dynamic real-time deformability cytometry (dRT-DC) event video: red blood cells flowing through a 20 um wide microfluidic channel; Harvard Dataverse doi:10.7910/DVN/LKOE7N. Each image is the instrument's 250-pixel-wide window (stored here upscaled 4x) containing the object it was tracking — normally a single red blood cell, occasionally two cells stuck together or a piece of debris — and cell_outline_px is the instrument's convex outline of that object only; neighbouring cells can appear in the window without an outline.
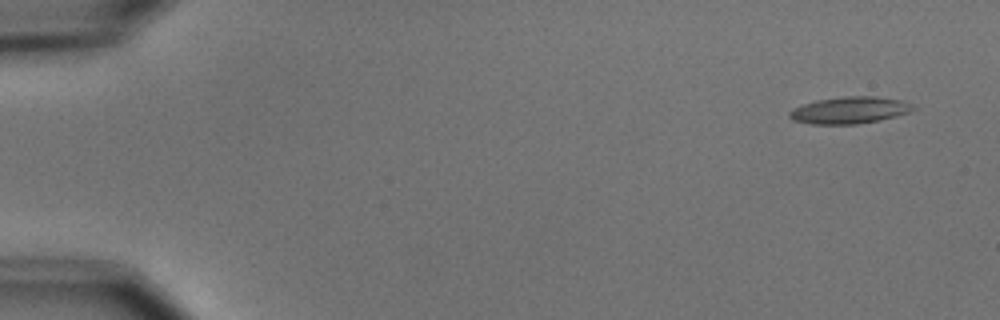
{"species": "common noctule bat (a hibernating species)", "species_latin": "Nyctalus noctula", "temperature_condition": "cold", "stored_images_in_passage": 8, "camera_frame_rate_fps": 3000, "um_per_image_px": 0.085, "animal": {"sex": "male", "body_mass_g": 15.6}, "frame": {"image": 1, "passage_image": 1, "time_ms": 0.0, "image_size_px": [1000, 320], "cell_outline_px": [[916, 108], [908, 112], [896, 116], [880, 120], [856, 124], [812, 124], [792, 120], [788, 116], [788, 112], [792, 108], [816, 100], [844, 96], [876, 96], [900, 100], [912, 104]], "centroid_in_image_um": [72.18, 9.36], "position_along_channel_um": 12.8, "area_um2": 19.36}}
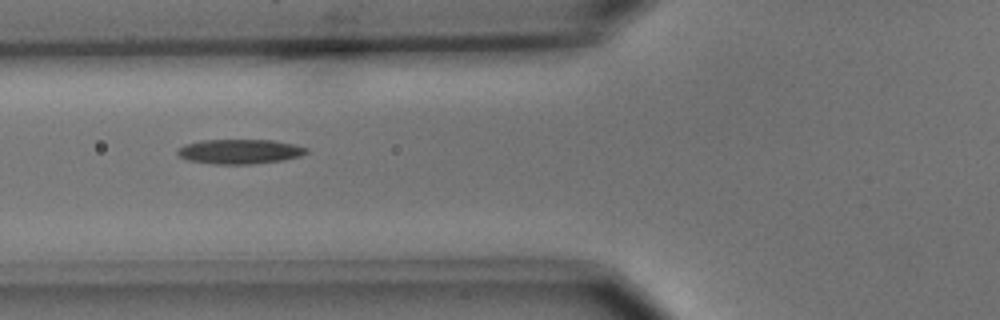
{"frame": {"image": 2, "passage_image": 6, "time_ms": 6.0, "image_size_px": [1000, 320], "cell_outline_px": [[308, 152], [300, 156], [284, 160], [252, 164], [216, 164], [188, 160], [180, 156], [176, 152], [176, 148], [184, 144], [200, 140], [272, 140], [296, 144], [308, 148]], "centroid_in_image_um": [20.38, 12.87], "position_along_channel_um": 105.4, "area_um2": 18.67}}
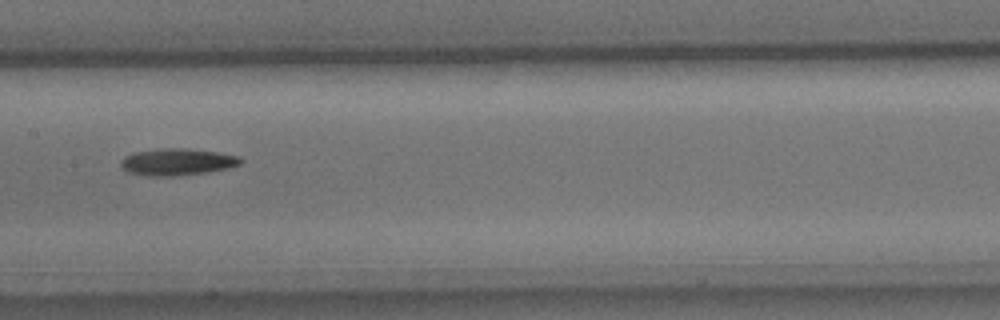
{"frame": {"image": 3, "passage_image": 8, "time_ms": 8.333, "image_size_px": [1000, 320], "cell_outline_px": [[244, 160], [240, 164], [228, 168], [208, 172], [172, 176], [148, 176], [128, 172], [120, 164], [120, 160], [124, 156], [136, 152], [160, 148], [188, 148], [220, 152], [240, 156]], "centroid_in_image_um": [15.1, 13.75], "position_along_channel_um": 192.3, "area_um2": 18.9}}